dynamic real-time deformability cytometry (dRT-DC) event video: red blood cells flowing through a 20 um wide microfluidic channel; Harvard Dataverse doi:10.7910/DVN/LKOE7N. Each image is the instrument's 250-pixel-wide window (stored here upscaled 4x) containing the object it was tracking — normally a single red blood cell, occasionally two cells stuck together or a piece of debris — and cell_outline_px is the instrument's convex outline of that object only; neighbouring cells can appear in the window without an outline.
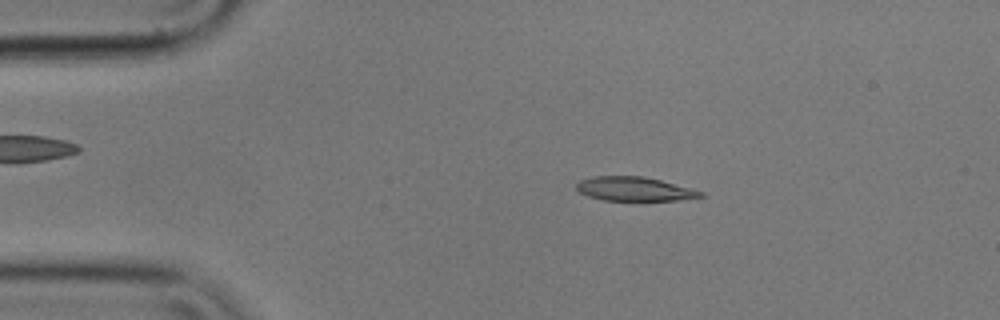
{"species": "common noctule bat (a hibernating species)", "species_latin": "Nyctalus noctula", "temperature_condition": "cold", "stored_images_in_passage": 16, "camera_frame_rate_fps": 3000, "um_per_image_px": 0.085, "animal": {"sex": "male", "body_mass_g": 17.9}, "frame": {"image": 1, "passage_image": 9, "time_ms": 2.667, "image_size_px": [1000, 320], "cell_outline_px": [[704, 196], [676, 200], [604, 200], [588, 196], [580, 192], [576, 188], [576, 184], [580, 180], [596, 176], [644, 176], [660, 180], [704, 192]], "centroid_in_image_um": [53.9, 16.05], "position_along_channel_um": 31.1, "area_um2": 17.11}}